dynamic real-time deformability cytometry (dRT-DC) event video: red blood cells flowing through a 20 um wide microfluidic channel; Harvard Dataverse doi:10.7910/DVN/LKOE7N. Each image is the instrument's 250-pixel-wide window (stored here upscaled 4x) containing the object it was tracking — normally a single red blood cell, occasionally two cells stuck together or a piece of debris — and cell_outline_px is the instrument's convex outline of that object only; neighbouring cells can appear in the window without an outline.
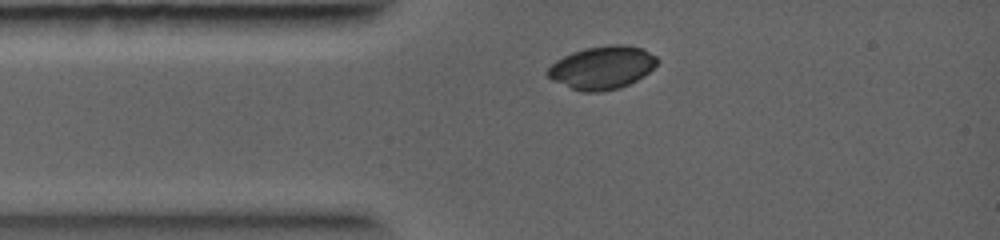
{"species": "common noctule bat (a hibernating species)", "species_latin": "Nyctalus noctula", "temperature_condition": "warm", "stored_images_in_passage": 1, "camera_frame_rate_fps": 5000, "um_per_image_px": 0.085, "animal": {"sex": "female", "body_mass_g": 19.0, "forearm_length_mm": 56.7}, "frame": {"image": 1, "passage_image": 1, "time_ms": 0.0, "image_size_px": [1000, 240], "cell_outline_px": [[660, 60], [648, 72], [636, 80], [620, 88], [600, 92], [580, 92], [552, 80], [544, 72], [556, 60], [572, 52], [584, 48], [612, 44], [628, 44], [640, 48], [656, 56]], "centroid_in_image_um": [51.15, 5.74], "position_along_channel_um": 33.8, "area_um2": 27.51}}